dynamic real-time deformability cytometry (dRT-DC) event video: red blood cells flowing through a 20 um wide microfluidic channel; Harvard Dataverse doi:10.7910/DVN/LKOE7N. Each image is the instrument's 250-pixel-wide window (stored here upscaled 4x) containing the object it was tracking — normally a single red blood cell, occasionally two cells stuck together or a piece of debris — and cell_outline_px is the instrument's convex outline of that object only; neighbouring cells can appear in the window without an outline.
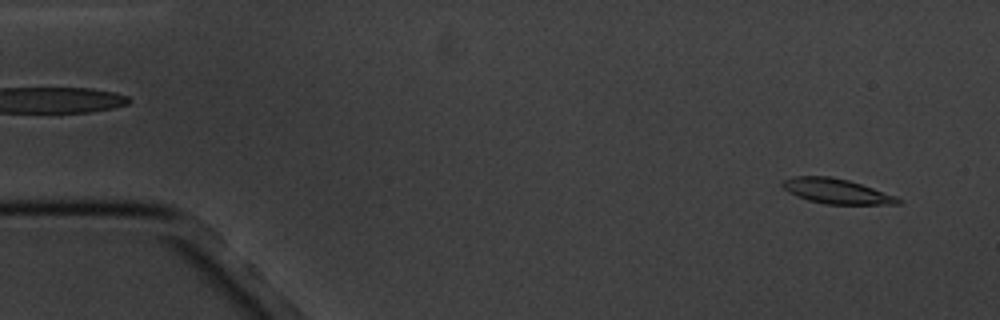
{"species": "common noctule bat (a hibernating species)", "species_latin": "Nyctalus noctula", "temperature_condition": "cold", "stored_images_in_passage": 4, "camera_frame_rate_fps": 3000, "um_per_image_px": 0.085, "animal": {"sex": "male", "body_mass_g": 20.1, "forearm_length_mm": 53.5}, "frame": {"image": 1, "passage_image": 1, "time_ms": 0.0, "image_size_px": [1000, 320], "cell_outline_px": [[904, 200], [900, 204], [824, 204], [808, 200], [796, 196], [788, 192], [780, 184], [784, 180], [796, 176], [832, 176], [848, 180], [896, 196]], "centroid_in_image_um": [71.09, 16.25], "position_along_channel_um": 13.9, "area_um2": 16.76}}